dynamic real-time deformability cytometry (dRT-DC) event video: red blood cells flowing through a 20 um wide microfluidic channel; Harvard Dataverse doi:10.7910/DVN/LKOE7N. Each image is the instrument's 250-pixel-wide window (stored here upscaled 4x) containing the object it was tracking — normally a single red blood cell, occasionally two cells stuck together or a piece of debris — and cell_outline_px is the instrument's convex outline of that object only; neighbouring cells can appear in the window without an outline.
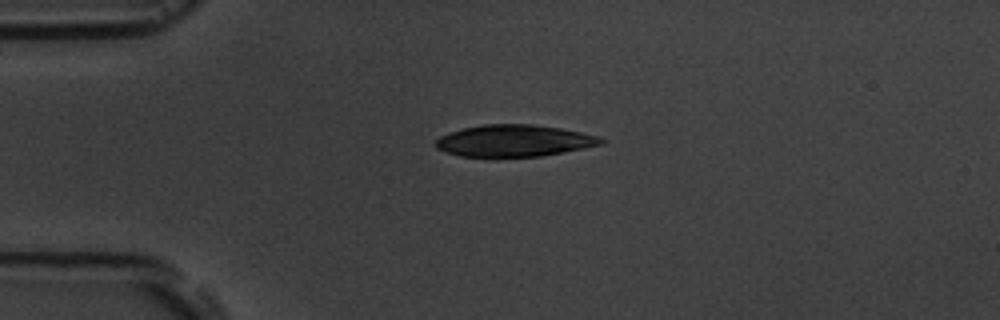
{"species": "common noctule bat (a hibernating species)", "species_latin": "Nyctalus noctula", "temperature_condition": "room temperature", "stored_images_in_passage": 2, "camera_frame_rate_fps": 3000, "um_per_image_px": 0.085, "animal": {"sex": "male", "body_mass_g": 19.5, "forearm_length_mm": 54.6}, "frame": {"image": 1, "passage_image": 1, "time_ms": 0.0, "image_size_px": [1000, 320], "cell_outline_px": [[608, 140], [604, 144], [564, 152], [540, 156], [460, 156], [444, 152], [436, 148], [436, 140], [440, 136], [464, 128], [484, 124], [532, 124], [560, 128], [600, 136]], "centroid_in_image_um": [43.75, 11.96], "position_along_channel_um": 41.3, "area_um2": 30.52}}